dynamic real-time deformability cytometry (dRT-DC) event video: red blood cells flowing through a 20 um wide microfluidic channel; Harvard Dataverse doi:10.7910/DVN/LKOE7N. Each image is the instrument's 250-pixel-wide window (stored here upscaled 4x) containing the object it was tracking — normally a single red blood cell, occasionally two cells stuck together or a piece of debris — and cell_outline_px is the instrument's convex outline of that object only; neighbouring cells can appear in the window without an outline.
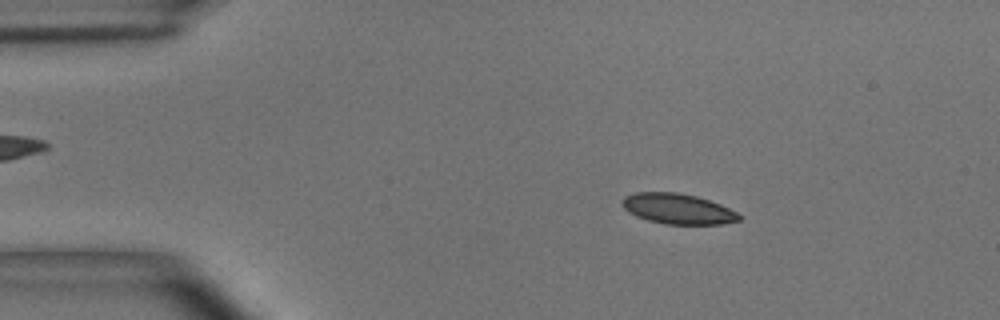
{"species": "common noctule bat (a hibernating species)", "species_latin": "Nyctalus noctula", "temperature_condition": "room temperature", "stored_images_in_passage": 54, "camera_frame_rate_fps": 3000, "um_per_image_px": 0.085, "animal": {"sex": "male", "body_mass_g": 15.6}, "frame": {"image": 1, "passage_image": 8, "time_ms": 2.333, "image_size_px": [1000, 320], "cell_outline_px": [[744, 216], [740, 220], [720, 224], [664, 224], [648, 220], [636, 216], [628, 212], [620, 204], [624, 196], [636, 192], [676, 192], [696, 196], [720, 204]], "centroid_in_image_um": [57.59, 17.75], "position_along_channel_um": 27.4, "area_um2": 20.75}}
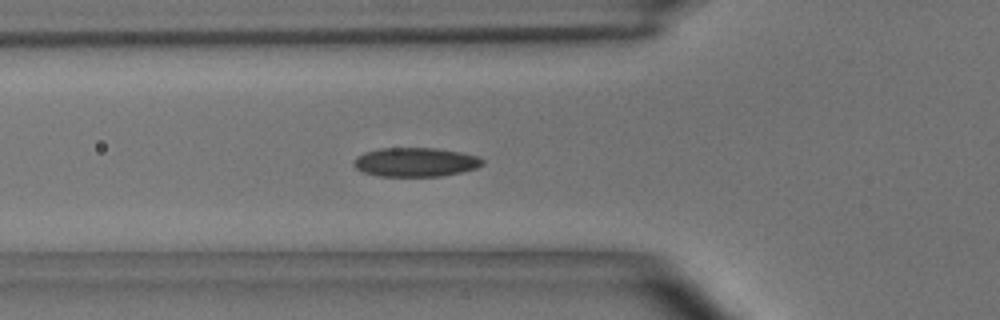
{"frame": {"image": 2, "passage_image": 18, "time_ms": 5.667, "image_size_px": [1000, 320], "cell_outline_px": [[484, 164], [476, 168], [460, 172], [440, 176], [376, 176], [364, 172], [356, 168], [352, 164], [356, 156], [364, 152], [380, 148], [436, 148], [460, 152], [476, 156], [484, 160]], "centroid_in_image_um": [35.28, 13.78], "position_along_channel_um": 90.5, "area_um2": 21.79}}
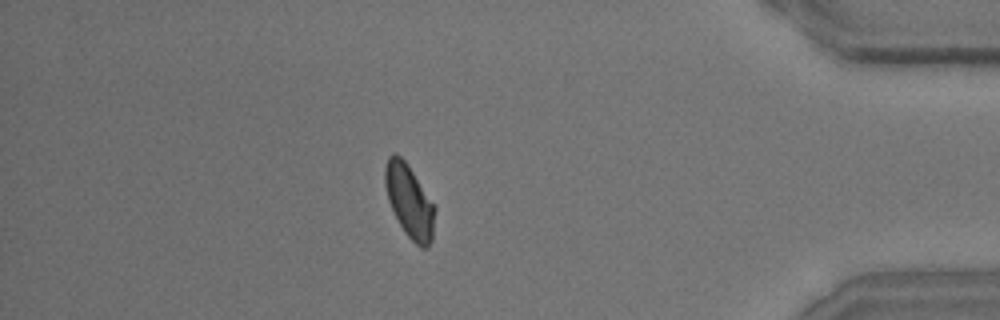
{"frame": {"image": 3, "passage_image": 47, "time_ms": 15.333, "image_size_px": [1000, 320], "cell_outline_px": [[436, 208], [432, 240], [428, 248], [420, 248], [404, 232], [388, 200], [384, 184], [384, 168], [388, 156], [392, 152], [396, 152], [408, 164]], "centroid_in_image_um": [34.79, 17.08], "position_along_channel_um": 400.4, "area_um2": 21.27}, "authors_computed_cell_mechanics": {"area_um2": 21.1837, "velocity_mm_per_s": 3.6159, "shape_relaxation_time_tau1_ms": 4.2072, "shape_relaxation_time_tau2_ms": 3.8473, "deformation_change_tau1": 0.1036, "deformation_change_tau2": 0.0774}}